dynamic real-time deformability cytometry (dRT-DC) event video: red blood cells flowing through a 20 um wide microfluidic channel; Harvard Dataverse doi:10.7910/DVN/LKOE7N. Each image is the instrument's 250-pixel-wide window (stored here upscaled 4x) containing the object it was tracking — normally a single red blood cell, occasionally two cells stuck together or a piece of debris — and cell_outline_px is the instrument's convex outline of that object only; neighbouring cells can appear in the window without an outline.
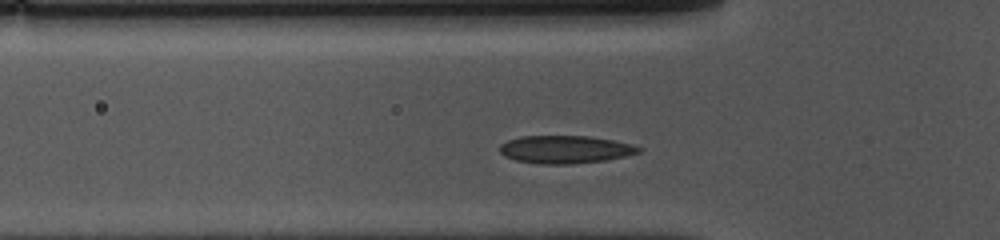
{"species": "common noctule bat (a hibernating species)", "species_latin": "Nyctalus noctula", "temperature_condition": "cold", "stored_images_in_passage": 37, "camera_frame_rate_fps": 3000, "um_per_image_px": 0.085, "animal": {"sex": "female", "body_mass_g": 10.0, "forearm_length_mm": 53.1}, "frame": {"image": 1, "passage_image": 10, "time_ms": 3.0, "image_size_px": [1000, 240], "cell_outline_px": [[644, 148], [640, 152], [624, 156], [604, 160], [568, 164], [540, 164], [516, 160], [504, 156], [500, 152], [500, 144], [508, 140], [520, 136], [588, 136], [612, 140], [632, 144]], "centroid_in_image_um": [48.03, 12.7], "position_along_channel_um": 77.8, "area_um2": 22.43}}
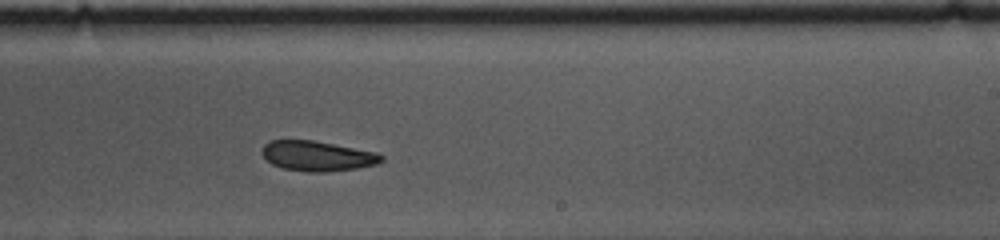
{"frame": {"image": 2, "passage_image": 25, "time_ms": 8.0, "image_size_px": [1000, 240], "cell_outline_px": [[384, 160], [376, 164], [356, 168], [324, 172], [308, 172], [284, 168], [272, 164], [260, 152], [264, 144], [268, 140], [312, 140], [376, 152], [384, 156]], "centroid_in_image_um": [26.96, 13.25], "position_along_channel_um": 262.0, "area_um2": 20.81}}
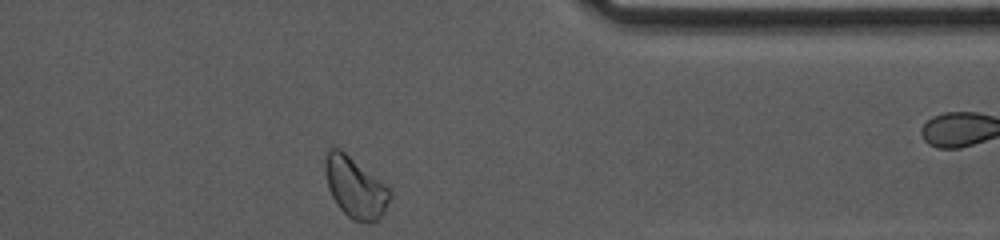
{"frame": {"image": 3, "passage_image": 36, "time_ms": 11.667, "image_size_px": [1000, 240], "cell_outline_px": [[392, 196], [384, 212], [372, 224], [352, 220], [336, 204], [328, 188], [324, 172], [324, 160], [328, 148], [332, 144], [340, 148], [384, 184], [392, 192]], "centroid_in_image_um": [30.15, 15.91], "position_along_channel_um": 381.2, "area_um2": 23.06}}